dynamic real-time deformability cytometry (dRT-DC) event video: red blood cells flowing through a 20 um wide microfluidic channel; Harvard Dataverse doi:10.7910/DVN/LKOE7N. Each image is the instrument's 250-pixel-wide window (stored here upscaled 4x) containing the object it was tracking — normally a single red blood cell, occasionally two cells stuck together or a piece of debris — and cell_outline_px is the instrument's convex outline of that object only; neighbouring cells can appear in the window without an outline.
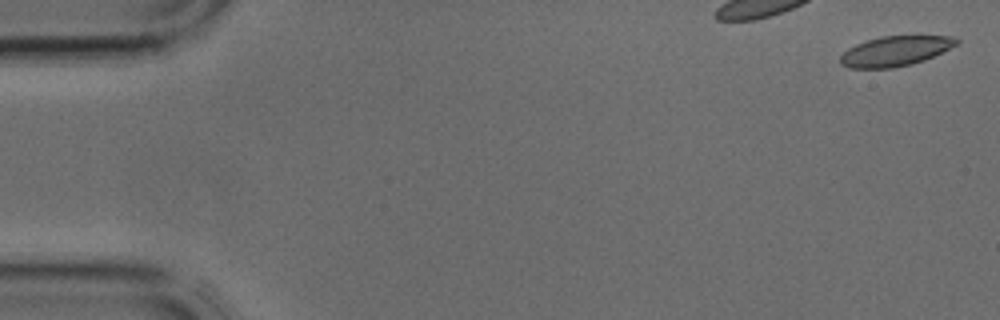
{"species": "common noctule bat (a hibernating species)", "species_latin": "Nyctalus noctula", "temperature_condition": "cold", "stored_images_in_passage": 3, "camera_frame_rate_fps": 3000, "um_per_image_px": 0.085, "animal": {"sex": "male", "body_mass_g": 17.9, "forearm_length_mm": 54.2}, "frame": {"image": 1, "passage_image": 1, "time_ms": 0.0, "image_size_px": [1000, 320], "cell_outline_px": [[960, 40], [956, 44], [924, 60], [912, 64], [892, 68], [848, 68], [840, 64], [840, 56], [848, 48], [856, 44], [880, 36], [956, 36]], "centroid_in_image_um": [76.06, 4.34], "position_along_channel_um": 8.9, "area_um2": 20.11}}